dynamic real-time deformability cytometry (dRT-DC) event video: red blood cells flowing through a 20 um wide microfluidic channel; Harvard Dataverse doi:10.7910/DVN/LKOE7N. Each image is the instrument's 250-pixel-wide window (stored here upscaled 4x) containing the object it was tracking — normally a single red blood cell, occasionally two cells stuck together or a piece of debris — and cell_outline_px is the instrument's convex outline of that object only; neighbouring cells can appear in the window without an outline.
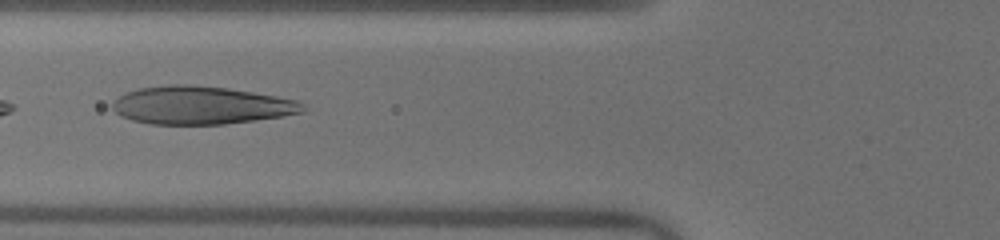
{"species": "human", "species_latin": "Homo sapiens", "temperature_condition": "warm", "stored_images_in_passage": 34, "camera_frame_rate_fps": 3000, "um_per_image_px": 0.085, "donor": {"sex": "male"}, "frame": {"image": 1, "passage_image": 6, "time_ms": 1.667, "image_size_px": [1000, 240], "cell_outline_px": [[308, 108], [304, 112], [280, 116], [224, 124], [148, 124], [132, 120], [120, 116], [112, 108], [112, 104], [124, 92], [140, 88], [168, 84], [188, 84], [228, 88], [300, 100]], "centroid_in_image_um": [17.09, 8.94], "position_along_channel_um": 108.7, "area_um2": 42.19}}
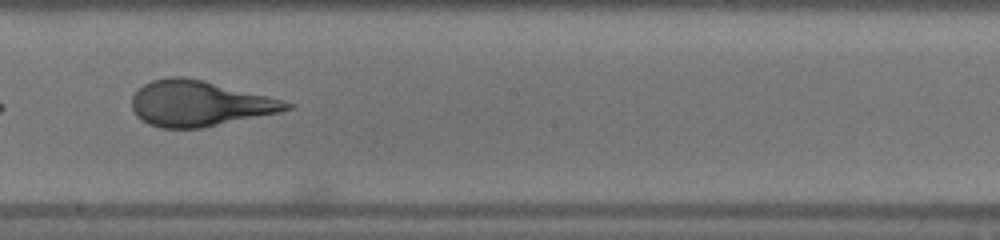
{"frame": {"image": 2, "passage_image": 15, "time_ms": 4.667, "image_size_px": [1000, 240], "cell_outline_px": [[296, 104], [292, 108], [280, 112], [200, 128], [160, 128], [148, 124], [140, 120], [136, 116], [132, 108], [132, 96], [144, 84], [152, 80], [168, 76], [184, 76], [204, 80], [284, 100]], "centroid_in_image_um": [16.93, 8.79], "position_along_channel_um": 231.3, "area_um2": 41.1}, "authors_computed_cell_mechanics": {"area_um2": 41.1825, "velocity_mm_per_s": 4.0817, "shape_relaxation_time_tau1_ms": 5.9319, "shape_relaxation_time_tau2_ms": null, "deformation_change_tau1": 0.2919, "deformation_change_tau2": null}}